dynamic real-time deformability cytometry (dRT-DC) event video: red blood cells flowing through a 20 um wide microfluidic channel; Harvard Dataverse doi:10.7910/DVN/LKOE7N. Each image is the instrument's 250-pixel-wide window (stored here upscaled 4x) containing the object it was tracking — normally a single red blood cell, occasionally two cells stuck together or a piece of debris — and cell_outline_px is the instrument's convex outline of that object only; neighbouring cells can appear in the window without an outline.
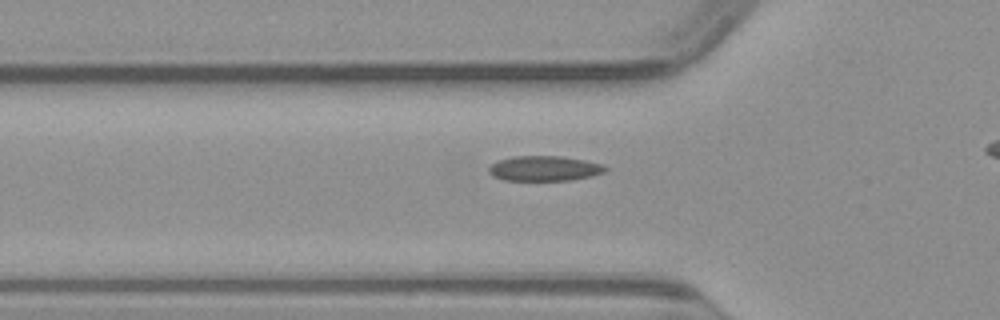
{"species": "common noctule bat (a hibernating species)", "species_latin": "Nyctalus noctula", "temperature_condition": "warm", "stored_images_in_passage": 35, "camera_frame_rate_fps": 3000, "um_per_image_px": 0.085, "animal": {"sex": "male", "body_mass_g": 23.1, "forearm_length_mm": 52.7}, "frame": {"image": 1, "passage_image": 11, "time_ms": 3.333, "image_size_px": [1000, 320], "cell_outline_px": [[608, 168], [604, 172], [592, 176], [568, 180], [504, 180], [492, 176], [488, 172], [488, 168], [496, 160], [512, 156], [560, 156], [584, 160], [604, 164]], "centroid_in_image_um": [46.25, 14.31], "position_along_channel_um": 79.6, "area_um2": 17.11}}
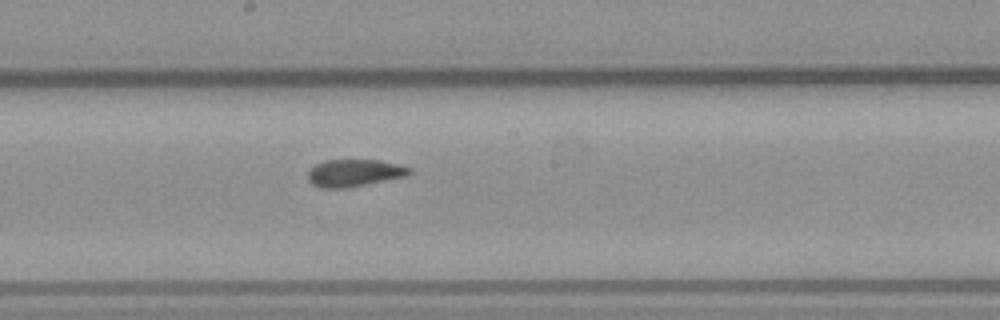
{"frame": {"image": 2, "passage_image": 21, "time_ms": 6.667, "image_size_px": [1000, 320], "cell_outline_px": [[412, 172], [408, 176], [348, 188], [320, 188], [312, 184], [308, 180], [308, 172], [316, 164], [328, 160], [380, 160], [412, 168]], "centroid_in_image_um": [30.14, 14.71], "position_along_channel_um": 218.1, "area_um2": 16.18}}
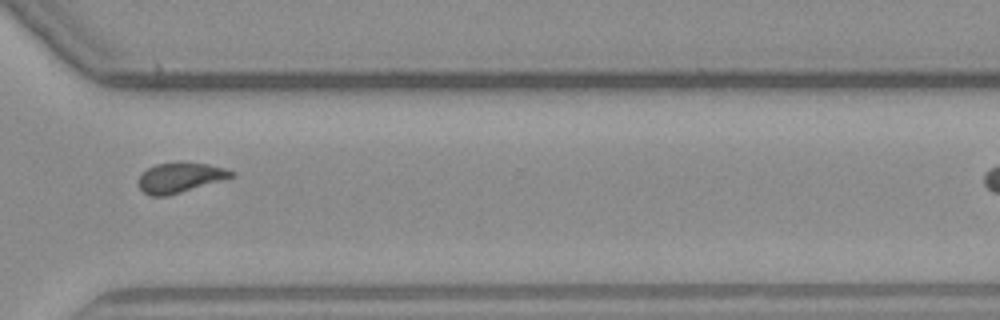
{"frame": {"image": 3, "passage_image": 31, "time_ms": 10.0, "image_size_px": [1000, 320], "cell_outline_px": [[236, 176], [168, 196], [152, 196], [144, 192], [140, 188], [136, 180], [148, 168], [156, 164], [180, 160], [208, 164], [224, 168], [236, 172]], "centroid_in_image_um": [15.32, 15.07], "position_along_channel_um": 355.3, "area_um2": 16.59}}